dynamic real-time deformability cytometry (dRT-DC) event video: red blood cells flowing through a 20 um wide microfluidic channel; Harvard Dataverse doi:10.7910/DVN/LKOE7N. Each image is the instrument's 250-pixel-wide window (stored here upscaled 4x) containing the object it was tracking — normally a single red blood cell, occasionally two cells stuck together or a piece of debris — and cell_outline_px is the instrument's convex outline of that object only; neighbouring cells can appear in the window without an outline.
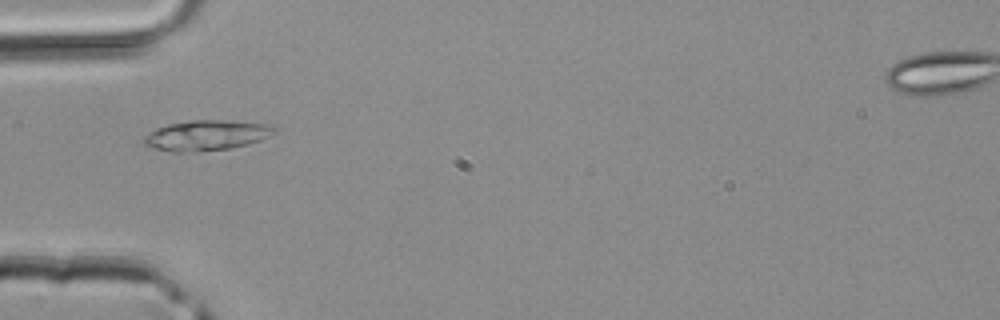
{"species": "common noctule bat (a hibernating species)", "species_latin": "Nyctalus noctula", "temperature_condition": "room temperature", "stored_images_in_passage": 2, "camera_frame_rate_fps": 3000, "um_per_image_px": 0.085, "animal": {"sex": "male", "body_mass_g": 20.4}, "frame": {"image": 1, "passage_image": 1, "time_ms": 0.0, "image_size_px": [1000, 320], "cell_outline_px": [[276, 128], [268, 136], [260, 140], [248, 144], [228, 148], [192, 152], [172, 152], [156, 148], [144, 144], [144, 136], [148, 132], [156, 128], [168, 124], [192, 120], [228, 120], [268, 124]], "centroid_in_image_um": [17.51, 11.49], "position_along_channel_um": 67.5, "area_um2": 22.77}}
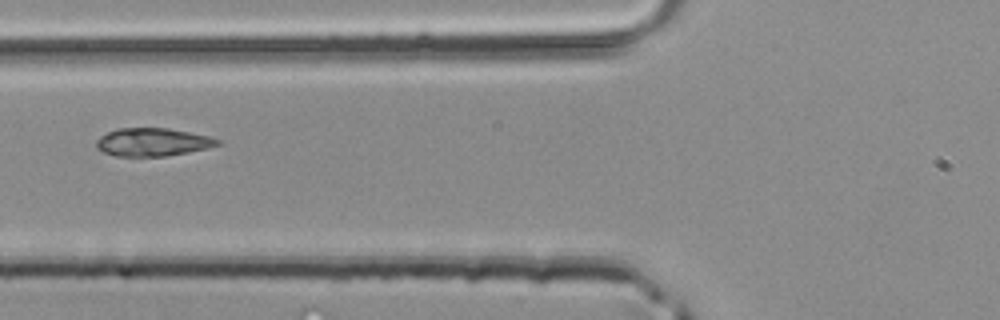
{"frame": {"image": 2, "passage_image": 2, "time_ms": 0.333, "image_size_px": [1000, 320], "cell_outline_px": [[224, 140], [220, 144], [208, 148], [188, 152], [164, 156], [116, 156], [104, 152], [96, 148], [96, 140], [100, 136], [116, 128], [168, 128], [208, 136]], "centroid_in_image_um": [12.98, 12.07], "position_along_channel_um": 112.8, "area_um2": 19.83}}